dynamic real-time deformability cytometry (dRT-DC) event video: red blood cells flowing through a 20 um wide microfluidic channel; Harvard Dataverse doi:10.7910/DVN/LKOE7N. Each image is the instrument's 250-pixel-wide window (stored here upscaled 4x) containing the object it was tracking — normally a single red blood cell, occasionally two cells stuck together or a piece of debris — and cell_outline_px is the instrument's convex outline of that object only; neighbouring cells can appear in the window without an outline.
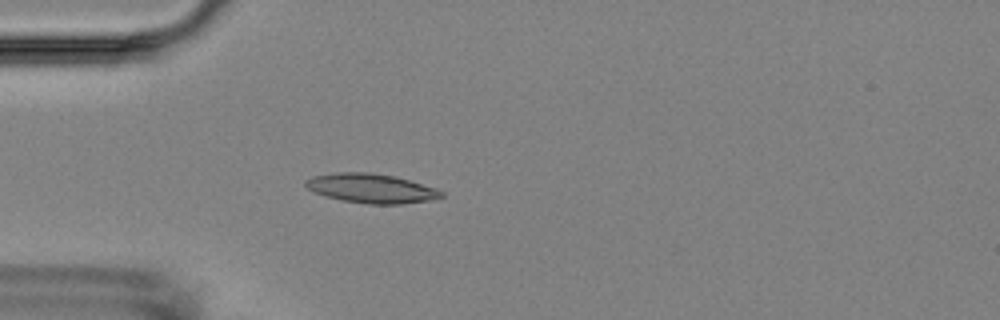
{"species": "Egyptian fruit bat (a non-hibernating species)", "species_latin": "Rousettus aegyptiacus", "temperature_condition": "room temperature", "stored_images_in_passage": 4, "camera_frame_rate_fps": 3000, "um_per_image_px": 0.085, "animal": {"sex": "female"}, "frame": {"image": 1, "passage_image": 4, "time_ms": 3.333, "image_size_px": [1000, 320], "cell_outline_px": [[444, 196], [428, 200], [400, 204], [368, 204], [340, 200], [316, 192], [308, 188], [304, 184], [304, 180], [312, 176], [336, 172], [372, 172], [396, 176], [436, 188], [444, 192]], "centroid_in_image_um": [31.55, 15.99], "position_along_channel_um": 53.4, "area_um2": 23.18}}